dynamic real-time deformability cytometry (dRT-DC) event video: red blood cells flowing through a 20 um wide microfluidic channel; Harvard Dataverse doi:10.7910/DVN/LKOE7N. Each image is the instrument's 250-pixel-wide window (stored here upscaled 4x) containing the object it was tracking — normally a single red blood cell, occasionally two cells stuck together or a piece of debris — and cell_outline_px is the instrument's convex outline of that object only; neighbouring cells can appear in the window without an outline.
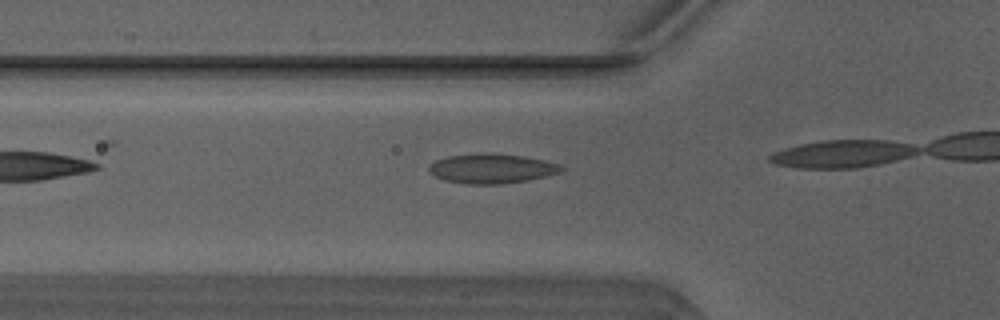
{"species": "Egyptian fruit bat (a non-hibernating species)", "species_latin": "Rousettus aegyptiacus", "temperature_condition": "warm", "stored_images_in_passage": 6, "camera_frame_rate_fps": 3000, "um_per_image_px": 0.085, "animal": {"sex": "male"}, "frame": {"image": 1, "passage_image": 4, "time_ms": 1.0, "image_size_px": [1000, 320], "cell_outline_px": [[564, 168], [560, 172], [528, 180], [500, 184], [468, 184], [444, 180], [428, 172], [428, 164], [436, 160], [448, 156], [480, 152], [492, 152], [524, 156], [544, 160], [560, 164]], "centroid_in_image_um": [41.76, 14.31], "position_along_channel_um": 84.0, "area_um2": 23.06}}